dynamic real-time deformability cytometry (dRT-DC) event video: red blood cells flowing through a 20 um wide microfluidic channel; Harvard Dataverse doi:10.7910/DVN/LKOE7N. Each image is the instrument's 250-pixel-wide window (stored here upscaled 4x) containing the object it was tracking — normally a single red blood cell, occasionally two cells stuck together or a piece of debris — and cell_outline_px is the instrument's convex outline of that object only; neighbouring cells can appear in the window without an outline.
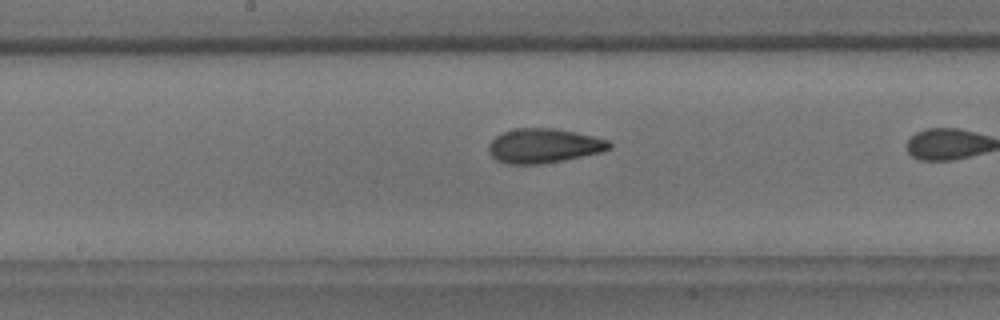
{"species": "common noctule bat (a hibernating species)", "species_latin": "Nyctalus noctula", "temperature_condition": "room temperature", "stored_images_in_passage": 9, "segment_of_instrument_passage": [1, 2], "camera_frame_rate_fps": 3000, "um_per_image_px": 0.085, "animal": {"sex": "male", "body_mass_g": 18.8}, "frame": {"image": 1, "passage_image": 7, "time_ms": 7.667, "image_size_px": [1000, 320], "cell_outline_px": [[612, 148], [600, 152], [540, 164], [508, 164], [496, 160], [492, 156], [488, 148], [488, 144], [496, 136], [504, 132], [516, 128], [556, 128], [592, 136], [608, 140], [612, 144]], "centroid_in_image_um": [46.2, 12.38], "position_along_channel_um": 202.0, "area_um2": 23.93}}